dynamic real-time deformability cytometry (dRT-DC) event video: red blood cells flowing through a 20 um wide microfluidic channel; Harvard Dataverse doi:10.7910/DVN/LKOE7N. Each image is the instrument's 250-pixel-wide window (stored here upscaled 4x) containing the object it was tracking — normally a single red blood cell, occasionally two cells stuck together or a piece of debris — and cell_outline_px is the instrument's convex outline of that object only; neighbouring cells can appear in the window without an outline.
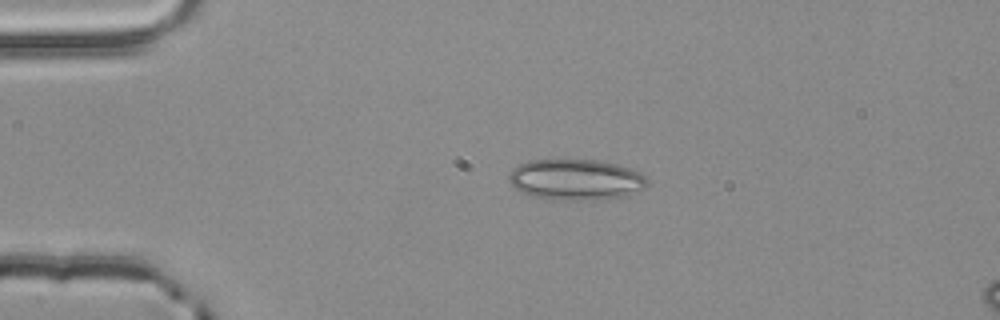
{"species": "common noctule bat (a hibernating species)", "species_latin": "Nyctalus noctula", "temperature_condition": "room temperature", "stored_images_in_passage": 43, "camera_frame_rate_fps": 3000, "um_per_image_px": 0.085, "animal": {"sex": "male", "body_mass_g": 20.4}, "frame": {"image": 1, "passage_image": 1, "time_ms": 0.0, "image_size_px": [1000, 320], "cell_outline_px": [[648, 184], [644, 188], [620, 196], [580, 200], [572, 200], [532, 196], [520, 192], [508, 180], [508, 176], [512, 168], [528, 160], [596, 160], [616, 164], [640, 172], [648, 180]], "centroid_in_image_um": [48.9, 15.24], "position_along_channel_um": 36.1, "area_um2": 32.37}}
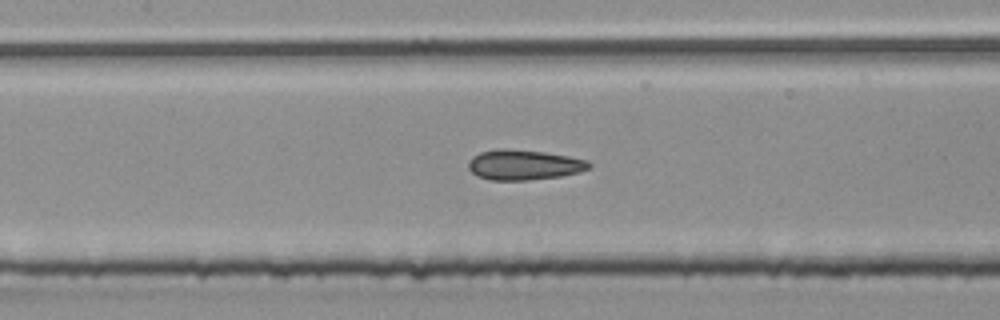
{"frame": {"image": 2, "passage_image": 14, "time_ms": 4.333, "image_size_px": [1000, 320], "cell_outline_px": [[592, 168], [580, 172], [560, 176], [528, 180], [492, 180], [480, 176], [472, 172], [468, 168], [468, 160], [472, 156], [480, 152], [496, 148], [508, 148], [544, 152], [568, 156], [588, 160], [592, 164]], "centroid_in_image_um": [44.55, 14.0], "position_along_channel_um": 162.9, "area_um2": 21.39}}
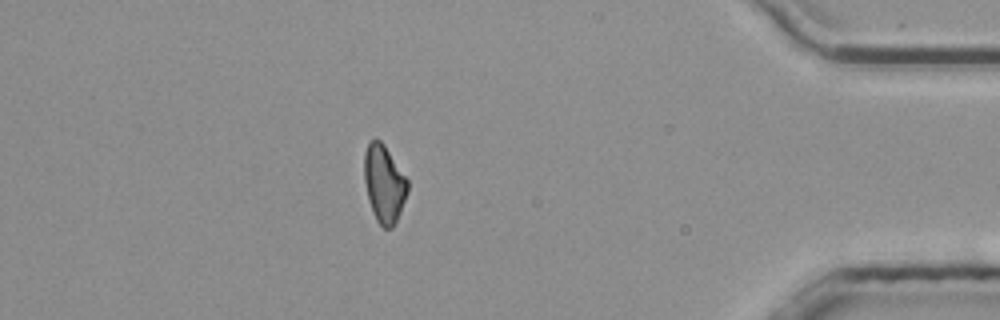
{"frame": {"image": 3, "passage_image": 36, "time_ms": 11.667, "image_size_px": [1000, 320], "cell_outline_px": [[408, 192], [400, 212], [392, 228], [384, 228], [376, 220], [372, 212], [368, 200], [364, 180], [364, 152], [368, 144], [372, 140], [380, 140], [384, 144], [408, 180]], "centroid_in_image_um": [32.64, 15.63], "position_along_channel_um": 402.6, "area_um2": 19.54}, "authors_computed_cell_mechanics": {"area_um2": 20.23, "velocity_mm_per_s": 3.8796, "shape_relaxation_time_tau1_ms": null, "shape_relaxation_time_tau2_ms": 2.0729, "deformation_change_tau1": null, "deformation_change_tau2": 0.0913}}